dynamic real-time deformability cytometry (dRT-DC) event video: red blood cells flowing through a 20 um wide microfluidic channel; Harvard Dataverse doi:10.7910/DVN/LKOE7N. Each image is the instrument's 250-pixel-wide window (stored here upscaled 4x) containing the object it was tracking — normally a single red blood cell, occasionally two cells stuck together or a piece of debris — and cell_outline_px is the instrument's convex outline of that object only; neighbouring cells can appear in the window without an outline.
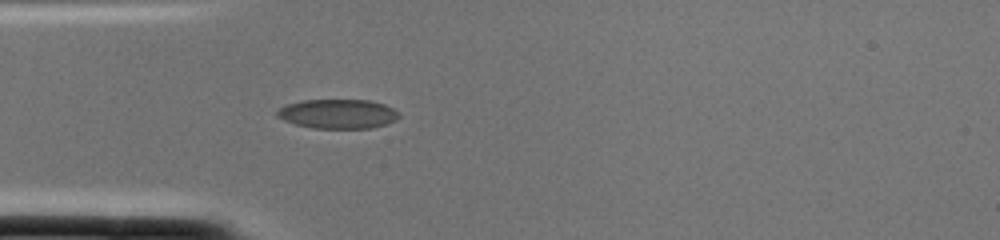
{"species": "common noctule bat (a hibernating species)", "species_latin": "Nyctalus noctula", "temperature_condition": "cold", "stored_images_in_passage": 2, "camera_frame_rate_fps": 3000, "um_per_image_px": 0.085, "animal": {"sex": "female", "body_mass_g": 22.0, "forearm_length_mm": 56.7}, "frame": {"image": 1, "passage_image": 2, "time_ms": 0.333, "image_size_px": [1000, 240], "cell_outline_px": [[400, 116], [396, 120], [388, 124], [372, 128], [312, 128], [296, 124], [284, 120], [276, 116], [276, 112], [280, 108], [288, 104], [300, 100], [368, 100], [384, 104], [392, 108]], "centroid_in_image_um": [28.72, 9.68], "position_along_channel_um": 56.3, "area_um2": 20.81}}